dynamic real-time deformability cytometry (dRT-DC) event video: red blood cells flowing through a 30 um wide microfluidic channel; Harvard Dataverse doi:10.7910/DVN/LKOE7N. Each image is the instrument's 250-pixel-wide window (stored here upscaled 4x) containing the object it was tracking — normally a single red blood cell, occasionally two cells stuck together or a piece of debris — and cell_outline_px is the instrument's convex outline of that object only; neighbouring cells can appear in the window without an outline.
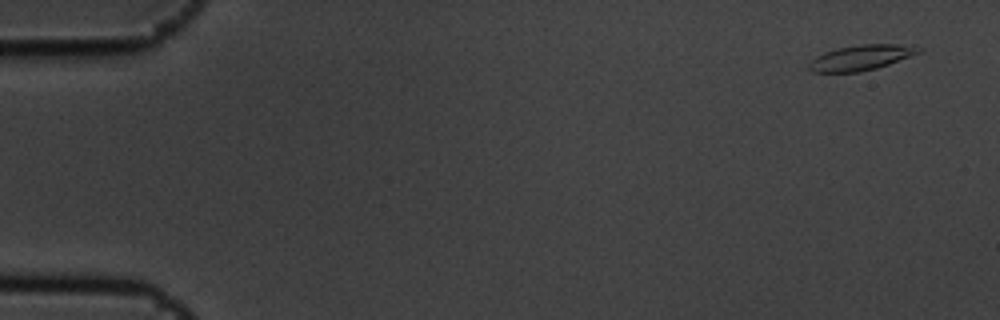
{"species": "common noctule bat (a hibernating species)", "species_latin": "Nyctalus noctula", "temperature_condition": "cold", "stored_images_in_passage": 6, "camera_frame_rate_fps": 3000, "um_per_image_px": 0.085, "animal": {"sex": "male", "body_mass_g": 19.5, "forearm_length_mm": 54.6}, "frame": {"image": 1, "passage_image": 1, "time_ms": 0.0, "image_size_px": [1000, 320], "cell_outline_px": [[924, 48], [920, 52], [888, 64], [876, 68], [860, 72], [812, 72], [808, 68], [808, 64], [816, 56], [824, 52], [836, 48], [860, 44], [912, 44]], "centroid_in_image_um": [73.2, 4.88], "position_along_channel_um": 11.8, "area_um2": 16.24}}
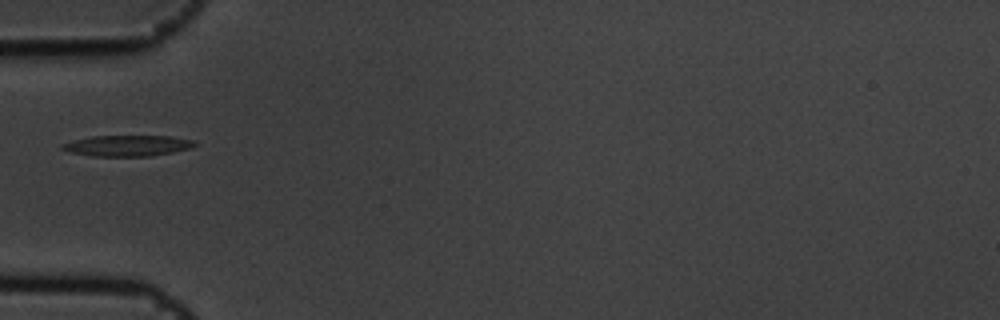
{"frame": {"image": 2, "passage_image": 6, "time_ms": 1.667, "image_size_px": [1000, 320], "cell_outline_px": [[200, 144], [192, 148], [152, 156], [92, 156], [68, 152], [60, 148], [60, 144], [92, 136], [172, 136], [196, 140]], "centroid_in_image_um": [10.89, 12.38], "position_along_channel_um": 74.1, "area_um2": 16.36}}